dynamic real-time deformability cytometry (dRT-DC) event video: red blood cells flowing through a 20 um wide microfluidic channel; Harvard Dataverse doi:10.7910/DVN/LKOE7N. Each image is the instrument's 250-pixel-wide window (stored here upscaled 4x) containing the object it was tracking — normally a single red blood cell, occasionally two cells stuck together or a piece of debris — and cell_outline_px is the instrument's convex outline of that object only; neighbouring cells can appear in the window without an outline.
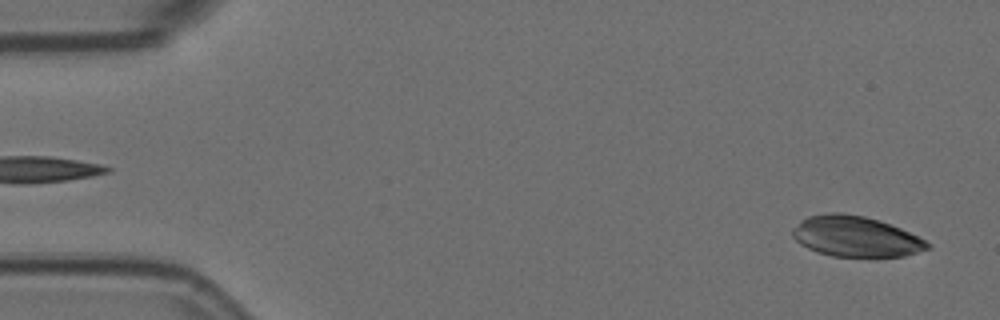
{"species": "Egyptian fruit bat (a non-hibernating species)", "species_latin": "Rousettus aegyptiacus", "temperature_condition": "room temperature", "stored_images_in_passage": 52, "camera_frame_rate_fps": 3000, "um_per_image_px": 0.085, "animal": {"sex": "female"}, "frame": {"image": 1, "passage_image": 2, "time_ms": 0.333, "image_size_px": [1000, 320], "cell_outline_px": [[932, 248], [904, 256], [872, 260], [832, 256], [816, 252], [800, 244], [792, 236], [792, 232], [800, 220], [808, 216], [828, 212], [840, 212], [864, 216], [880, 220], [900, 228], [932, 244]], "centroid_in_image_um": [72.76, 20.15], "position_along_channel_um": 12.2, "area_um2": 32.89}}
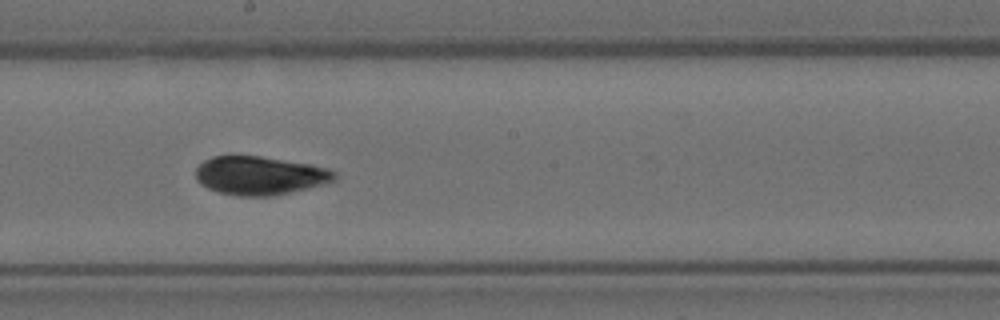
{"frame": {"image": 2, "passage_image": 30, "time_ms": 9.667, "image_size_px": [1000, 320], "cell_outline_px": [[336, 180], [328, 184], [276, 196], [236, 196], [216, 192], [200, 184], [196, 180], [196, 168], [204, 160], [212, 156], [232, 152], [260, 156], [312, 164], [328, 168], [336, 172]], "centroid_in_image_um": [22.08, 14.9], "position_along_channel_um": 226.1, "area_um2": 32.43}}
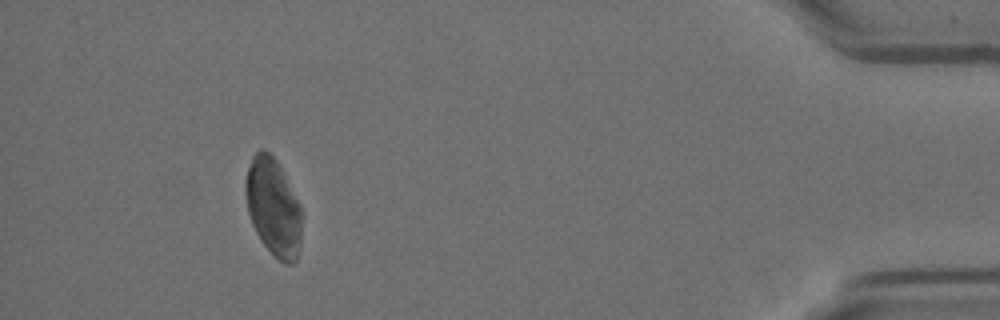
{"frame": {"image": 3, "passage_image": 51, "time_ms": 16.667, "image_size_px": [1000, 320], "cell_outline_px": [[300, 248], [296, 260], [292, 264], [284, 264], [260, 240], [252, 224], [248, 212], [244, 188], [244, 184], [248, 168], [252, 156], [260, 148], [264, 148], [276, 160], [300, 204]], "centroid_in_image_um": [23.21, 17.59], "position_along_channel_um": 412.0, "area_um2": 31.62}}